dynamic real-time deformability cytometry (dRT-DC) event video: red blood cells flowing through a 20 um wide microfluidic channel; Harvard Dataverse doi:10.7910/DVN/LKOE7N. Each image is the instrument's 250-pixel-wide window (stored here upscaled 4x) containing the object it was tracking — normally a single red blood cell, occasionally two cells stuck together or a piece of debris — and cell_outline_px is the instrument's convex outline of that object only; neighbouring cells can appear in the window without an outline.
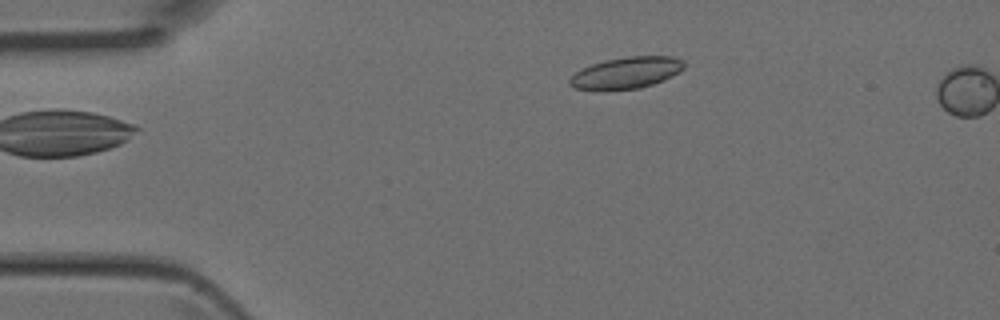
{"species": "Egyptian fruit bat (a non-hibernating species)", "species_latin": "Rousettus aegyptiacus", "temperature_condition": "room temperature", "stored_images_in_passage": 3, "segment_of_instrument_passage": [1, 2], "camera_frame_rate_fps": 3000, "um_per_image_px": 0.085, "animal": {"sex": "female"}, "frame": {"image": 1, "passage_image": 1, "time_ms": 0.0, "image_size_px": [1000, 320], "cell_outline_px": [[684, 68], [680, 72], [664, 80], [640, 88], [576, 88], [568, 84], [568, 80], [576, 72], [592, 64], [604, 60], [628, 56], [672, 56], [684, 60]], "centroid_in_image_um": [53.31, 6.15], "position_along_channel_um": 31.7, "area_um2": 20.52}}